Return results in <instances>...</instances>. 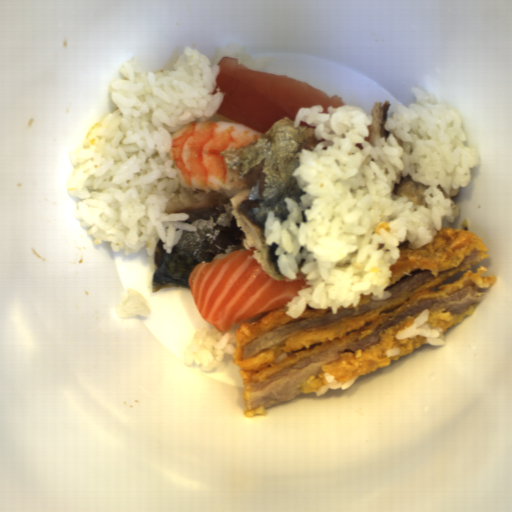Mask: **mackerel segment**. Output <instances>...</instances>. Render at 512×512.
Wrapping results in <instances>:
<instances>
[{
    "label": "mackerel segment",
    "mask_w": 512,
    "mask_h": 512,
    "mask_svg": "<svg viewBox=\"0 0 512 512\" xmlns=\"http://www.w3.org/2000/svg\"><path fill=\"white\" fill-rule=\"evenodd\" d=\"M283 117L267 132L245 147H228L221 153L225 182L211 191L178 189L165 211L184 212L183 222L197 231H184L172 252L159 239L153 255L152 290L188 289V279L195 268L212 258L238 249H248L257 265L278 282H293L278 270L275 250L264 236L267 214L273 212L282 223L288 211L284 198L298 204L304 192L292 176L299 165L302 149L314 150L323 140L314 134L316 126Z\"/></svg>",
    "instance_id": "mackerel-segment-1"
},
{
    "label": "mackerel segment",
    "mask_w": 512,
    "mask_h": 512,
    "mask_svg": "<svg viewBox=\"0 0 512 512\" xmlns=\"http://www.w3.org/2000/svg\"><path fill=\"white\" fill-rule=\"evenodd\" d=\"M390 103L385 100H379L373 106L370 114L372 116V123L367 126L369 135L364 138L374 148L379 139L386 137V140L391 131H386L385 121L388 117Z\"/></svg>",
    "instance_id": "mackerel-segment-2"
},
{
    "label": "mackerel segment",
    "mask_w": 512,
    "mask_h": 512,
    "mask_svg": "<svg viewBox=\"0 0 512 512\" xmlns=\"http://www.w3.org/2000/svg\"><path fill=\"white\" fill-rule=\"evenodd\" d=\"M428 184L420 182L411 176L401 177V182L394 184V197H407L414 206H427L424 193Z\"/></svg>",
    "instance_id": "mackerel-segment-3"
}]
</instances>
